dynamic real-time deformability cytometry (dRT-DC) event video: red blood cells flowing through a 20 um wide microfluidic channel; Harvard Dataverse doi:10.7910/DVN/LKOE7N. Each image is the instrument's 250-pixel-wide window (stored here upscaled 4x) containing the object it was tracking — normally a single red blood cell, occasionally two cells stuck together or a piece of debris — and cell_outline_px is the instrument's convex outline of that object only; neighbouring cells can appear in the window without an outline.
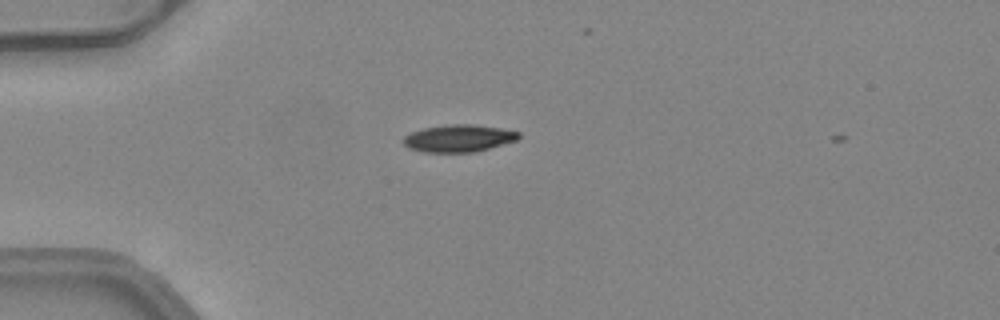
{"species": "common noctule bat (a hibernating species)", "species_latin": "Nyctalus noctula", "temperature_condition": "warm", "stored_images_in_passage": 7, "camera_frame_rate_fps": 3000, "um_per_image_px": 0.085, "animal": {"sex": "female", "body_mass_g": 24.6, "forearm_length_mm": 56.2}, "frame": {"image": 1, "passage_image": 4, "time_ms": 1.0, "image_size_px": [1000, 320], "cell_outline_px": [[520, 136], [516, 140], [476, 152], [424, 152], [408, 148], [404, 144], [404, 136], [412, 132], [424, 128], [452, 124], [472, 124], [500, 128], [520, 132]], "centroid_in_image_um": [38.99, 11.76], "position_along_channel_um": 46.0, "area_um2": 18.15}}